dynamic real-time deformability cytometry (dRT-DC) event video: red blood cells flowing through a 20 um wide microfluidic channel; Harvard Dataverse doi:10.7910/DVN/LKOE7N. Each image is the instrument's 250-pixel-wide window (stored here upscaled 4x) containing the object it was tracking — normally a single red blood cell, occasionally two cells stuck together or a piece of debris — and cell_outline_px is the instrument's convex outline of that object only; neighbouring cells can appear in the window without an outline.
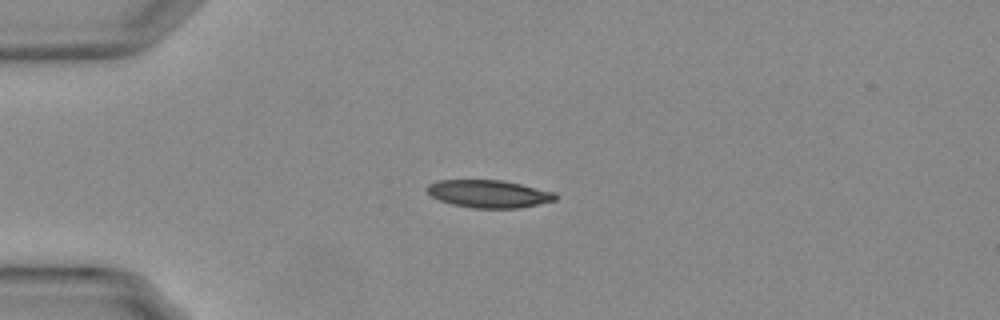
{"species": "Egyptian fruit bat (a non-hibernating species)", "species_latin": "Rousettus aegyptiacus", "temperature_condition": "warm", "stored_images_in_passage": 15, "camera_frame_rate_fps": 3000, "um_per_image_px": 0.085, "animal": {"sex": "female"}, "frame": {"image": 1, "passage_image": 1, "time_ms": 0.0, "image_size_px": [1000, 320], "cell_outline_px": [[556, 200], [520, 208], [472, 208], [452, 204], [440, 200], [432, 196], [424, 188], [428, 184], [436, 180], [500, 180], [520, 184], [556, 192]], "centroid_in_image_um": [41.53, 16.47], "position_along_channel_um": 43.5, "area_um2": 20.69}}
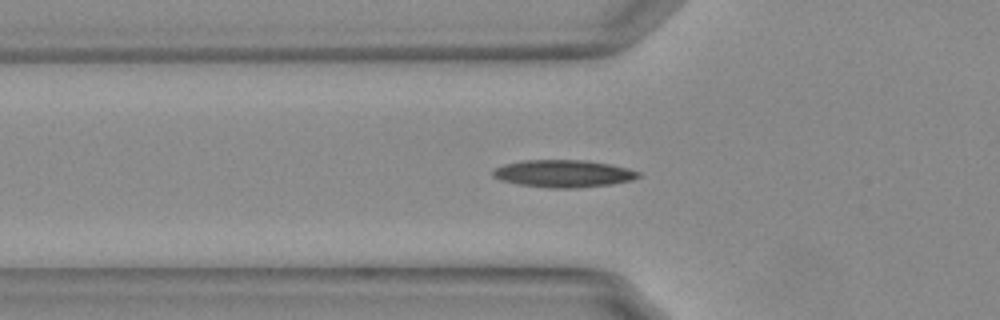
{"frame": {"image": 2, "passage_image": 6, "time_ms": 1.667, "image_size_px": [1000, 320], "cell_outline_px": [[640, 176], [632, 180], [612, 184], [576, 188], [548, 188], [520, 184], [500, 180], [492, 176], [492, 168], [504, 164], [524, 160], [584, 160], [608, 164], [628, 168], [640, 172]], "centroid_in_image_um": [47.86, 14.75], "position_along_channel_um": 77.9, "area_um2": 23.24}}
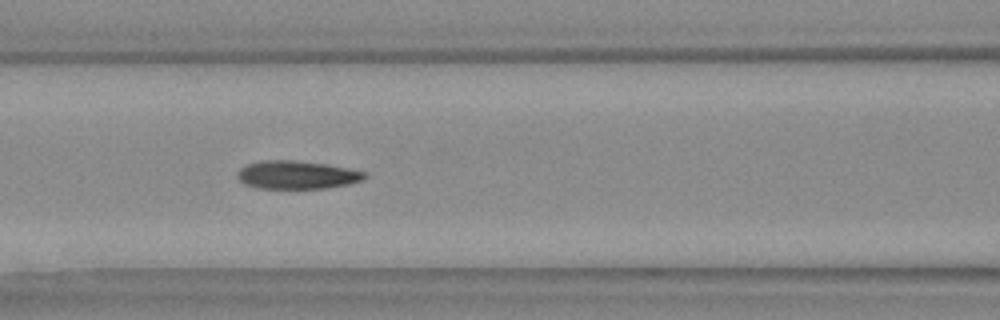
{"frame": {"image": 3, "passage_image": 11, "time_ms": 3.333, "image_size_px": [1000, 320], "cell_outline_px": [[368, 176], [364, 180], [348, 184], [324, 188], [256, 188], [244, 184], [236, 176], [236, 172], [244, 164], [260, 160], [292, 160], [324, 164], [348, 168], [368, 172]], "centroid_in_image_um": [25.21, 14.86], "position_along_channel_um": 141.4, "area_um2": 21.1}}